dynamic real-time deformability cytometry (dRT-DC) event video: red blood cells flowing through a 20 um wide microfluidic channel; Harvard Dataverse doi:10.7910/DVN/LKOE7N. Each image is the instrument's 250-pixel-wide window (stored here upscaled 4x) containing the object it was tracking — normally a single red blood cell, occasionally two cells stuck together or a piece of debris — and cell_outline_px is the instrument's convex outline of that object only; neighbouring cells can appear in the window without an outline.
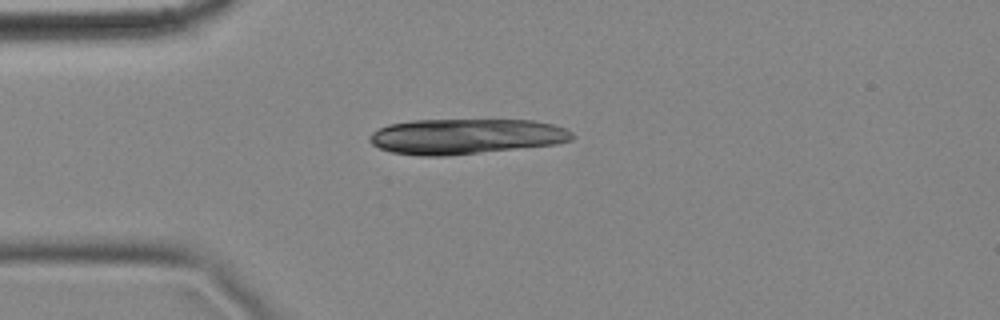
{"species": "common noctule bat (a hibernating species)", "species_latin": "Nyctalus noctula", "temperature_condition": "cold", "stored_images_in_passage": 2, "camera_frame_rate_fps": 3000, "um_per_image_px": 0.085, "animal": {"sex": "female", "body_mass_g": 18.4}, "frame": {"image": 1, "passage_image": 2, "time_ms": 0.333, "image_size_px": [1000, 320], "cell_outline_px": [[576, 136], [572, 140], [556, 144], [448, 156], [420, 156], [392, 152], [380, 148], [372, 144], [368, 140], [368, 136], [372, 132], [388, 124], [412, 120], [532, 120], [552, 124], [564, 128], [572, 132]], "centroid_in_image_um": [39.58, 11.59], "position_along_channel_um": 45.4, "area_um2": 41.91}}